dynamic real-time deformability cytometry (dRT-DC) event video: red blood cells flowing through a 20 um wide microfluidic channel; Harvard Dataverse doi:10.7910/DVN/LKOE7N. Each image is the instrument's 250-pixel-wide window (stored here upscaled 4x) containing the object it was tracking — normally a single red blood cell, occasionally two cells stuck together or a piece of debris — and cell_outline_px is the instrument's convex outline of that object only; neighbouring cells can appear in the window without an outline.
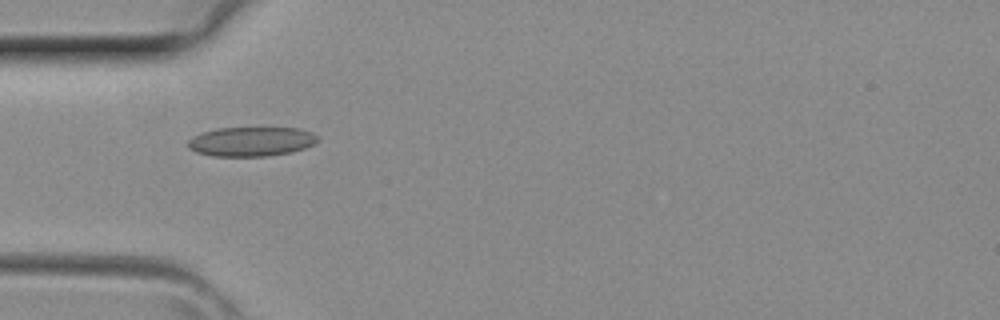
{"species": "common noctule bat (a hibernating species)", "species_latin": "Nyctalus noctula", "temperature_condition": "room temperature", "stored_images_in_passage": 2, "camera_frame_rate_fps": 3000, "um_per_image_px": 0.085, "animal": {"sex": "female", "body_mass_g": 29.2, "forearm_length_mm": 56.3}, "frame": {"image": 1, "passage_image": 1, "time_ms": 0.0, "image_size_px": [1000, 320], "cell_outline_px": [[320, 140], [316, 144], [292, 152], [268, 156], [212, 156], [196, 152], [188, 148], [188, 140], [192, 136], [200, 132], [216, 128], [296, 128], [312, 132], [320, 136]], "centroid_in_image_um": [21.37, 12.03], "position_along_channel_um": 63.6, "area_um2": 22.54}}
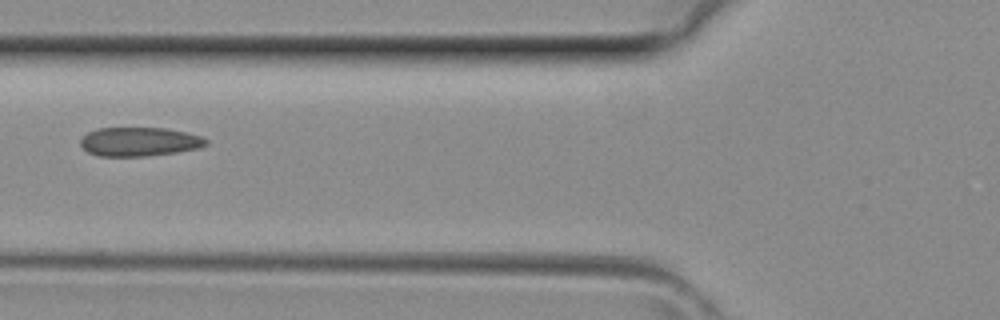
{"frame": {"image": 2, "passage_image": 2, "time_ms": 0.333, "image_size_px": [1000, 320], "cell_outline_px": [[208, 144], [200, 148], [176, 152], [144, 156], [100, 156], [88, 152], [80, 144], [80, 140], [88, 132], [96, 128], [164, 128], [184, 132], [200, 136], [208, 140]], "centroid_in_image_um": [11.84, 12.04], "position_along_channel_um": 114.0, "area_um2": 21.04}}